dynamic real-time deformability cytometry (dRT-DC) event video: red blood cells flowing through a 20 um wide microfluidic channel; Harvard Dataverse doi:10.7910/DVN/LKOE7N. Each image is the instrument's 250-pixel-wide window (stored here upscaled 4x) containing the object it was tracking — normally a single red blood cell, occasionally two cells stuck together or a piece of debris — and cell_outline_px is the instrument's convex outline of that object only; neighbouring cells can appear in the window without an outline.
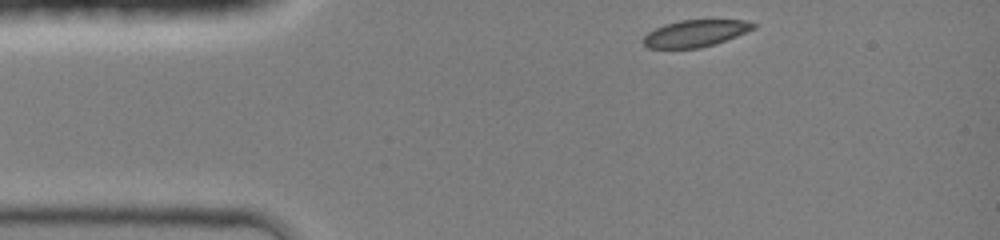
{"species": "common noctule bat (a hibernating species)", "species_latin": "Nyctalus noctula", "temperature_condition": "room temperature", "stored_images_in_passage": 34, "camera_frame_rate_fps": 3000, "um_per_image_px": 0.085, "animal": {"sex": "female", "body_mass_g": 19.0, "forearm_length_mm": 51.5}, "frame": {"image": 1, "passage_image": 1, "time_ms": 0.0, "image_size_px": [1000, 240], "cell_outline_px": [[756, 28], [716, 44], [700, 48], [648, 48], [644, 44], [644, 36], [648, 32], [664, 24], [680, 20], [748, 20], [756, 24]], "centroid_in_image_um": [59.13, 2.83], "position_along_channel_um": 25.9, "area_um2": 17.22}}
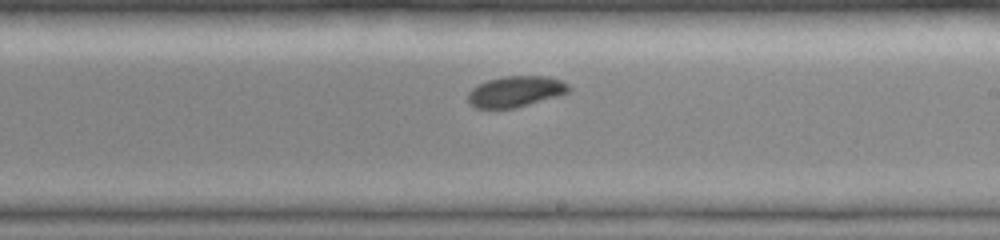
{"frame": {"image": 2, "passage_image": 20, "time_ms": 6.333, "image_size_px": [1000, 240], "cell_outline_px": [[572, 92], [516, 108], [476, 108], [468, 104], [468, 92], [472, 88], [488, 80], [504, 76], [544, 76], [560, 80], [568, 84], [572, 88]], "centroid_in_image_um": [43.85, 7.79], "position_along_channel_um": 245.2, "area_um2": 18.26}}
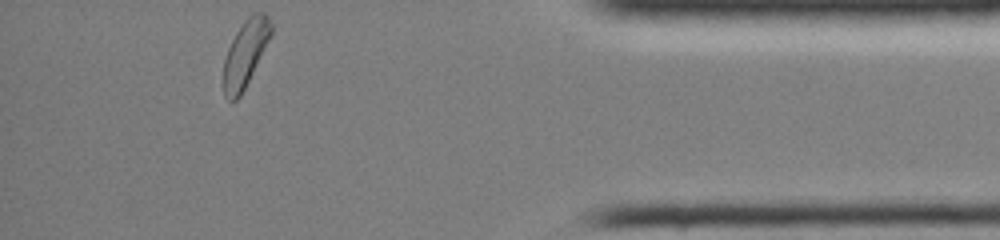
{"frame": {"image": 3, "passage_image": 34, "time_ms": 11.0, "image_size_px": [1000, 240], "cell_outline_px": [[272, 32], [240, 96], [236, 100], [228, 100], [224, 96], [224, 60], [228, 48], [236, 32], [244, 20], [252, 12], [264, 12], [268, 16], [272, 24]], "centroid_in_image_um": [20.84, 4.5], "position_along_channel_um": 414.4, "area_um2": 17.92}, "authors_computed_cell_mechanics": {"area_um2": 18.7561, "velocity_mm_per_s": 4.2638, "shape_relaxation_time_tau1_ms": 2.6749, "shape_relaxation_time_tau2_ms": null, "deformation_change_tau1": 0.0827, "deformation_change_tau2": null}}